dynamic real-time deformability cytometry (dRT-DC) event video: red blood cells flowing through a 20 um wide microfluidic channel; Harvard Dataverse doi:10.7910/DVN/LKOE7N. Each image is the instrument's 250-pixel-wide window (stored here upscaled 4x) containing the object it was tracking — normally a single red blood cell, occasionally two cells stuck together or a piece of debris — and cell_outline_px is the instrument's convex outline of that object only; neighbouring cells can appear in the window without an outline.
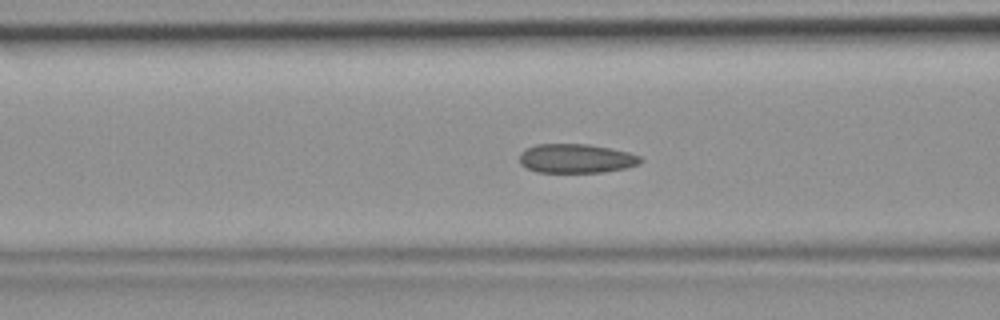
{"species": "common noctule bat (a hibernating species)", "species_latin": "Nyctalus noctula", "temperature_condition": "room temperature", "stored_images_in_passage": 46, "camera_frame_rate_fps": 3000, "um_per_image_px": 0.085, "animal": {"sex": "female", "body_mass_g": 19.9}, "frame": {"image": 1, "passage_image": 18, "time_ms": 5.667, "image_size_px": [1000, 320], "cell_outline_px": [[644, 160], [640, 164], [624, 168], [604, 172], [536, 172], [520, 164], [520, 152], [524, 148], [536, 144], [588, 144], [628, 152], [640, 156]], "centroid_in_image_um": [48.96, 13.47], "position_along_channel_um": 117.6, "area_um2": 20.58}}
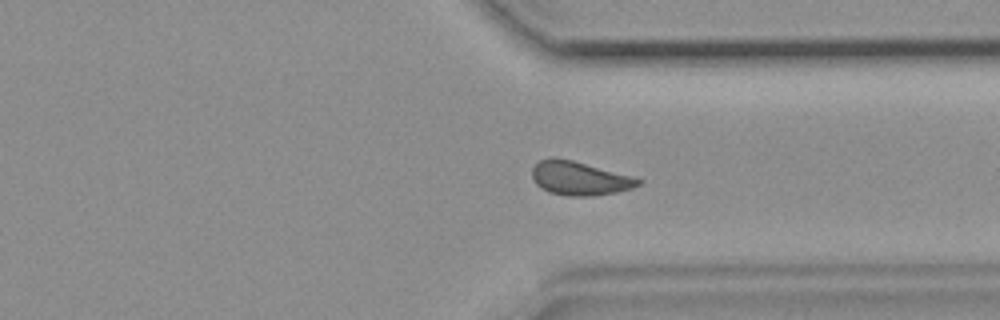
{"frame": {"image": 2, "passage_image": 35, "time_ms": 11.333, "image_size_px": [1000, 320], "cell_outline_px": [[644, 180], [640, 184], [632, 188], [616, 192], [592, 196], [568, 196], [548, 192], [540, 188], [532, 180], [532, 168], [540, 160], [552, 156], [556, 156], [636, 176]], "centroid_in_image_um": [49.27, 15.14], "position_along_channel_um": 362.1, "area_um2": 21.33}}
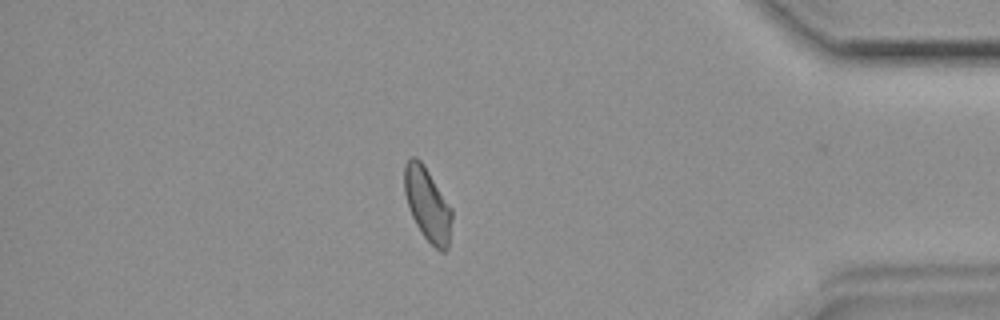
{"frame": {"image": 3, "passage_image": 40, "time_ms": 13.0, "image_size_px": [1000, 320], "cell_outline_px": [[452, 220], [448, 248], [444, 252], [440, 252], [424, 236], [416, 224], [412, 216], [404, 192], [404, 164], [412, 156], [416, 156], [420, 160], [452, 208]], "centroid_in_image_um": [36.34, 17.37], "position_along_channel_um": 398.9, "area_um2": 20.06}}